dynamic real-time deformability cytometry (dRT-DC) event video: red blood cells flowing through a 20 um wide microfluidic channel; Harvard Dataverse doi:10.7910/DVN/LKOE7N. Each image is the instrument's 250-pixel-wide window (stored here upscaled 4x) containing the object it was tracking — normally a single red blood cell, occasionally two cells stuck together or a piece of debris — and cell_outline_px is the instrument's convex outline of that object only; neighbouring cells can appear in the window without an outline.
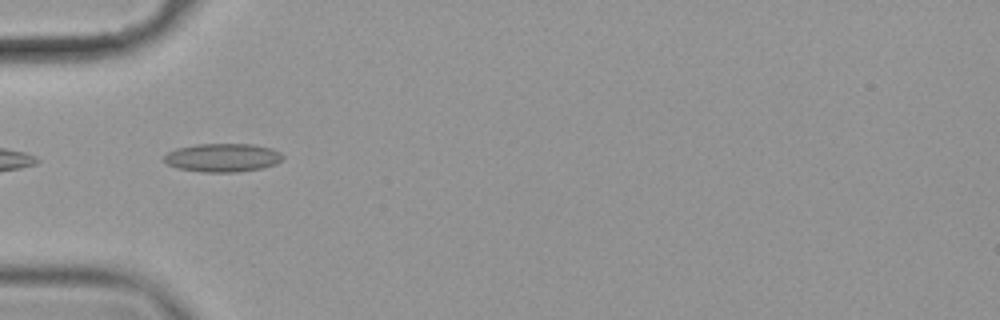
{"species": "common noctule bat (a hibernating species)", "species_latin": "Nyctalus noctula", "temperature_condition": "cold", "stored_images_in_passage": 40, "camera_frame_rate_fps": 3000, "um_per_image_px": 0.085, "animal": {"sex": "female", "body_mass_g": 19.9}, "frame": {"image": 1, "passage_image": 2, "time_ms": 0.333, "image_size_px": [1000, 320], "cell_outline_px": [[284, 160], [276, 164], [260, 168], [236, 172], [204, 172], [176, 168], [168, 164], [164, 160], [164, 156], [168, 152], [176, 148], [196, 144], [252, 144], [272, 148], [280, 152], [284, 156]], "centroid_in_image_um": [18.94, 13.39], "position_along_channel_um": 66.1, "area_um2": 19.77}}
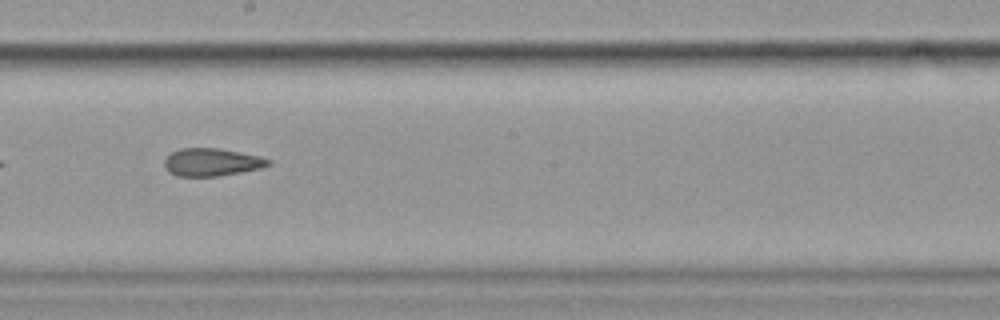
{"frame": {"image": 2, "passage_image": 16, "time_ms": 5.0, "image_size_px": [1000, 320], "cell_outline_px": [[272, 164], [260, 168], [220, 176], [176, 176], [168, 172], [164, 164], [164, 160], [172, 152], [180, 148], [220, 148], [260, 156], [272, 160]], "centroid_in_image_um": [18.01, 13.78], "position_along_channel_um": 230.2, "area_um2": 16.88}}
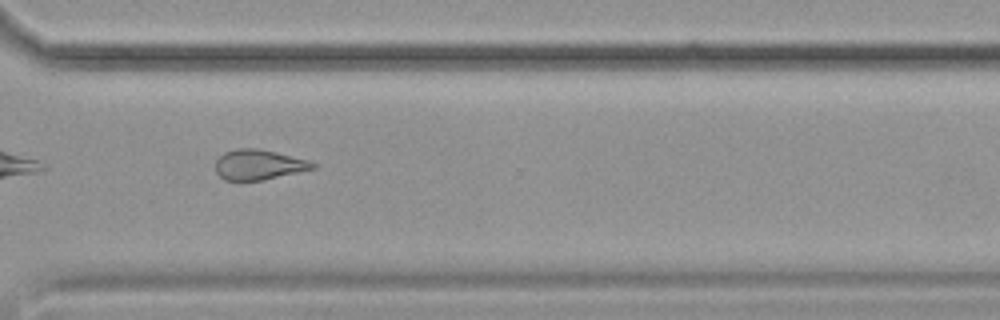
{"frame": {"image": 3, "passage_image": 26, "time_ms": 8.333, "image_size_px": [1000, 320], "cell_outline_px": [[316, 168], [264, 180], [224, 180], [216, 172], [216, 160], [224, 152], [236, 148], [256, 148], [276, 152], [308, 160], [316, 164]], "centroid_in_image_um": [21.98, 13.99], "position_along_channel_um": 348.6, "area_um2": 17.05}, "authors_computed_cell_mechanics": {"area_um2": 17.3978, "velocity_mm_per_s": 3.5486, "shape_relaxation_time_tau1_ms": null, "shape_relaxation_time_tau2_ms": 3.0927, "deformation_change_tau1": null, "deformation_change_tau2": 0.1196}}